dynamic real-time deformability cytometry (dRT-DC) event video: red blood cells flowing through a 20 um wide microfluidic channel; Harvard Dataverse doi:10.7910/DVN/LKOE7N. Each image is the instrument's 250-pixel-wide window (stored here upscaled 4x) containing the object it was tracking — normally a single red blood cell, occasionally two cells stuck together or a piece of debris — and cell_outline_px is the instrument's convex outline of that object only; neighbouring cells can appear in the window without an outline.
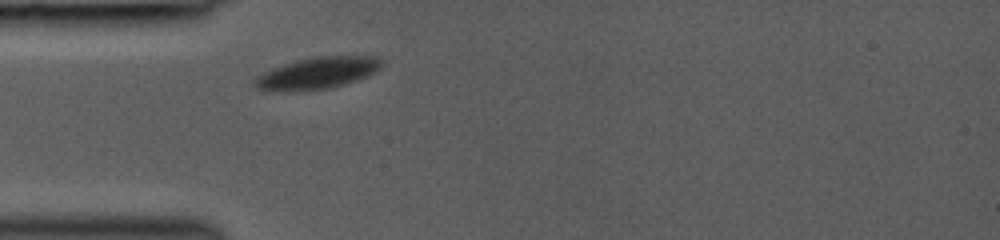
{"species": "common noctule bat (a hibernating species)", "species_latin": "Nyctalus noctula", "temperature_condition": "room temperature", "stored_images_in_passage": 1, "camera_frame_rate_fps": 3000, "um_per_image_px": 0.085, "animal": {"sex": "female", "body_mass_g": 19.0, "forearm_length_mm": 53.3}, "frame": {"image": 1, "passage_image": 1, "time_ms": 0.0, "image_size_px": [1000, 240], "cell_outline_px": [[384, 64], [376, 72], [368, 76], [332, 88], [272, 92], [268, 92], [256, 88], [252, 84], [252, 80], [256, 76], [272, 68], [296, 60], [316, 56], [376, 56]], "centroid_in_image_um": [26.93, 6.22], "position_along_channel_um": 58.1, "area_um2": 23.7}}